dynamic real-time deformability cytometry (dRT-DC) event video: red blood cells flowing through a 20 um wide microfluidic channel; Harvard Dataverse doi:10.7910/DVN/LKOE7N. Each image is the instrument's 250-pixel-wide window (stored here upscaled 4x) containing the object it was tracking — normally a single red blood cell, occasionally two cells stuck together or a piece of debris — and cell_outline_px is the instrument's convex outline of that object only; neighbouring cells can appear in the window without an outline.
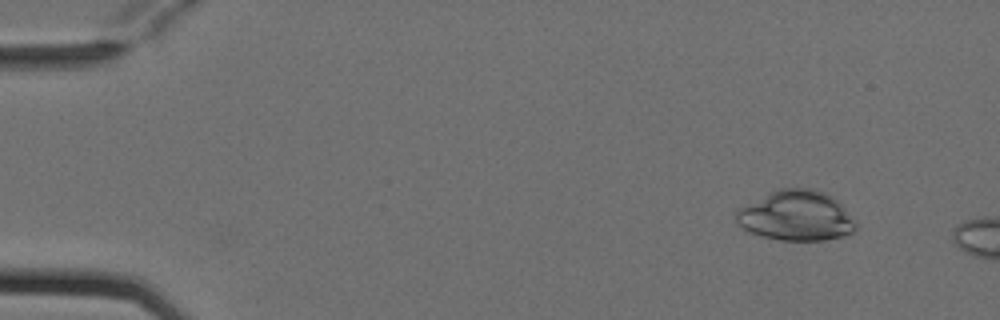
{"species": "Egyptian fruit bat (a non-hibernating species)", "species_latin": "Rousettus aegyptiacus", "temperature_condition": "cold", "stored_images_in_passage": 4, "camera_frame_rate_fps": 3000, "um_per_image_px": 0.085, "animal": {"sex": "female"}, "frame": {"image": 1, "passage_image": 2, "time_ms": 0.333, "image_size_px": [1000, 320], "cell_outline_px": [[856, 232], [844, 236], [824, 240], [780, 240], [760, 236], [744, 232], [736, 224], [736, 208], [776, 188], [812, 188], [824, 192], [832, 196], [856, 220]], "centroid_in_image_um": [67.62, 18.34], "position_along_channel_um": 17.4, "area_um2": 35.72}}